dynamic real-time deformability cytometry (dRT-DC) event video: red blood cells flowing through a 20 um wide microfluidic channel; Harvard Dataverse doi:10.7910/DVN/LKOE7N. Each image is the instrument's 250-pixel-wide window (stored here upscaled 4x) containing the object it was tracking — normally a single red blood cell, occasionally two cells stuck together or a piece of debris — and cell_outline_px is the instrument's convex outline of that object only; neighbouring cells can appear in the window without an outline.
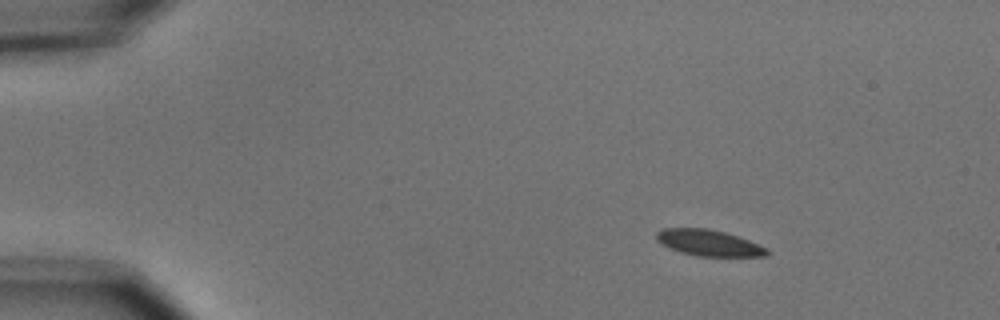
{"species": "common noctule bat (a hibernating species)", "species_latin": "Nyctalus noctula", "temperature_condition": "cold", "stored_images_in_passage": 5, "camera_frame_rate_fps": 3000, "um_per_image_px": 0.085, "animal": {"sex": "male", "body_mass_g": 15.6}, "frame": {"image": 1, "passage_image": 1, "time_ms": 0.0, "image_size_px": [1000, 320], "cell_outline_px": [[772, 252], [764, 256], [696, 256], [680, 252], [668, 248], [656, 240], [656, 232], [660, 228], [708, 228], [724, 232], [748, 240], [768, 248]], "centroid_in_image_um": [60.22, 20.64], "position_along_channel_um": 24.8, "area_um2": 16.94}}
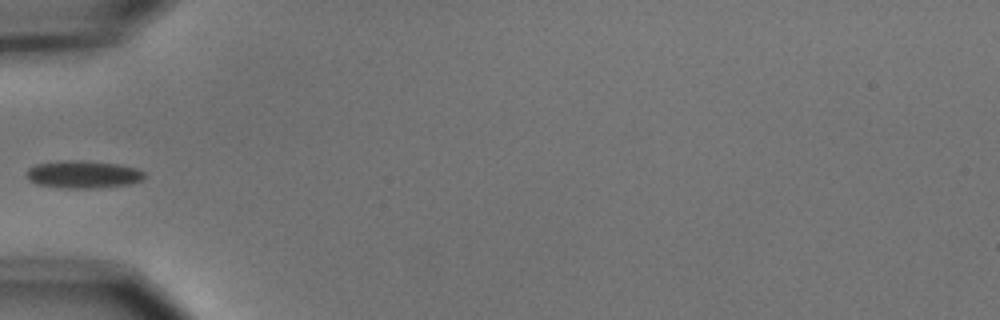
{"frame": {"image": 2, "passage_image": 4, "time_ms": 3.667, "image_size_px": [1000, 320], "cell_outline_px": [[144, 180], [132, 184], [92, 188], [64, 188], [36, 184], [28, 180], [28, 168], [36, 164], [64, 160], [80, 160], [120, 164], [136, 168], [144, 172]], "centroid_in_image_um": [7.09, 14.82], "position_along_channel_um": 77.9, "area_um2": 19.02}}
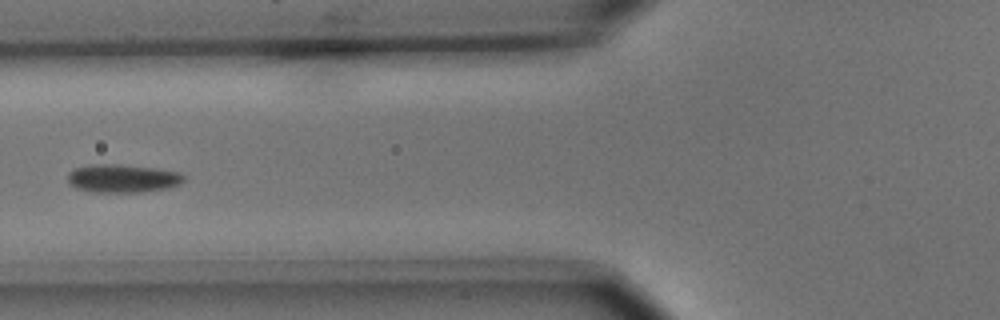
{"frame": {"image": 3, "passage_image": 5, "time_ms": 4.667, "image_size_px": [1000, 320], "cell_outline_px": [[184, 180], [180, 184], [168, 188], [140, 192], [96, 192], [76, 188], [68, 180], [68, 172], [76, 168], [88, 164], [120, 164], [152, 168], [180, 172], [184, 176]], "centroid_in_image_um": [10.42, 15.16], "position_along_channel_um": 115.4, "area_um2": 19.02}}